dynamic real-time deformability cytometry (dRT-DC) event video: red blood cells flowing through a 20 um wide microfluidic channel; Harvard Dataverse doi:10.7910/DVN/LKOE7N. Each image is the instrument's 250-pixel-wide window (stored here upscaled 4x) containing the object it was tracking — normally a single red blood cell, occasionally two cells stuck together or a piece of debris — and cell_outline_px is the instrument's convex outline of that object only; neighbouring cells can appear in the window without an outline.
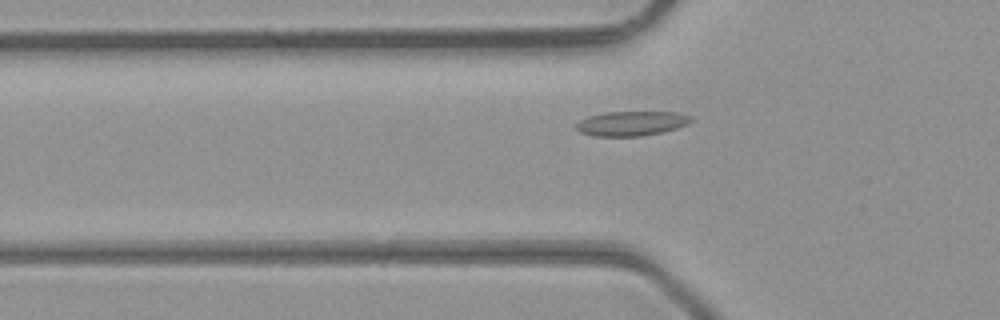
{"species": "common noctule bat (a hibernating species)", "species_latin": "Nyctalus noctula", "temperature_condition": "room temperature", "stored_images_in_passage": 41, "camera_frame_rate_fps": 3000, "um_per_image_px": 0.085, "animal": {"sex": "male", "body_mass_g": 23.1, "forearm_length_mm": 52.7}, "frame": {"image": 1, "passage_image": 10, "time_ms": 3.0, "image_size_px": [1000, 320], "cell_outline_px": [[696, 120], [688, 124], [676, 128], [660, 132], [640, 136], [592, 136], [580, 132], [576, 128], [576, 124], [580, 120], [588, 116], [608, 112], [680, 112], [692, 116]], "centroid_in_image_um": [53.72, 10.48], "position_along_channel_um": 72.1, "area_um2": 16.53}}
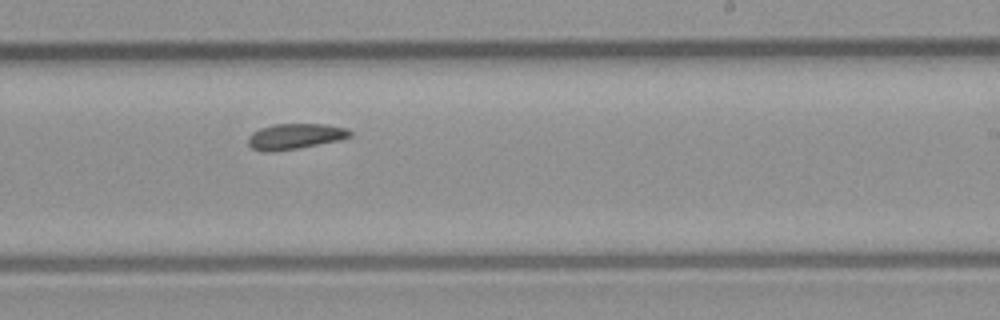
{"frame": {"image": 2, "passage_image": 23, "time_ms": 7.333, "image_size_px": [1000, 320], "cell_outline_px": [[352, 136], [340, 140], [296, 148], [272, 152], [260, 152], [252, 148], [248, 144], [248, 136], [252, 132], [260, 128], [276, 124], [324, 124], [348, 128], [352, 132]], "centroid_in_image_um": [25.07, 11.59], "position_along_channel_um": 263.9, "area_um2": 15.26}}
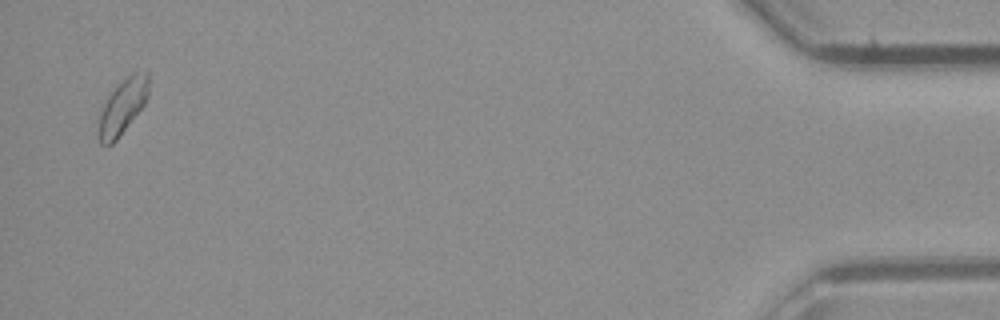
{"frame": {"image": 3, "passage_image": 40, "time_ms": 13.0, "image_size_px": [1000, 320], "cell_outline_px": [[148, 96], [144, 104], [116, 140], [112, 144], [100, 144], [96, 132], [100, 116], [104, 104], [108, 96], [116, 84], [132, 72], [148, 72]], "centroid_in_image_um": [10.39, 9.05], "position_along_channel_um": 424.8, "area_um2": 15.95}}